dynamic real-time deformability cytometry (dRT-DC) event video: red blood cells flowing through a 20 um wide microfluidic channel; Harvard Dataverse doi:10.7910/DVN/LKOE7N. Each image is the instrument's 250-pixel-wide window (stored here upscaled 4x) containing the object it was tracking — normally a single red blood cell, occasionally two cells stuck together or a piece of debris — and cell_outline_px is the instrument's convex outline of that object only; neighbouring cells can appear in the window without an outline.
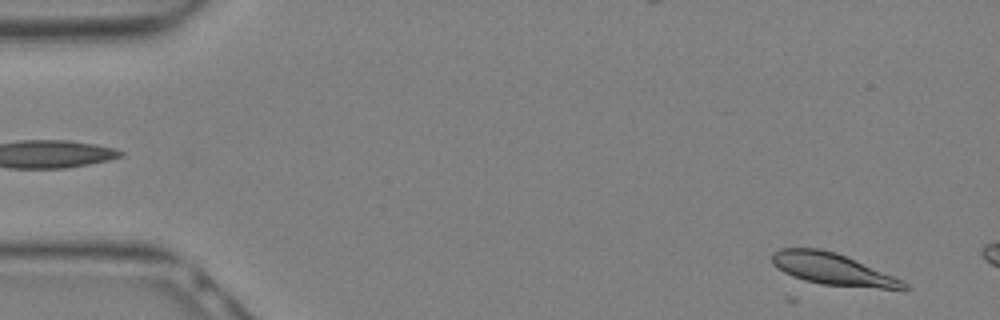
{"species": "Egyptian fruit bat (a non-hibernating species)", "species_latin": "Rousettus aegyptiacus", "temperature_condition": "warm", "stored_images_in_passage": 5, "camera_frame_rate_fps": 3000, "um_per_image_px": 0.085, "animal": {"sex": "female"}, "frame": {"image": 1, "passage_image": 1, "time_ms": 0.0, "image_size_px": [1000, 320], "cell_outline_px": [[912, 288], [880, 288], [820, 284], [804, 280], [792, 276], [784, 272], [772, 264], [772, 252], [780, 248], [820, 248], [836, 252], [904, 280]], "centroid_in_image_um": [70.74, 22.86], "position_along_channel_um": 14.3, "area_um2": 24.22}}